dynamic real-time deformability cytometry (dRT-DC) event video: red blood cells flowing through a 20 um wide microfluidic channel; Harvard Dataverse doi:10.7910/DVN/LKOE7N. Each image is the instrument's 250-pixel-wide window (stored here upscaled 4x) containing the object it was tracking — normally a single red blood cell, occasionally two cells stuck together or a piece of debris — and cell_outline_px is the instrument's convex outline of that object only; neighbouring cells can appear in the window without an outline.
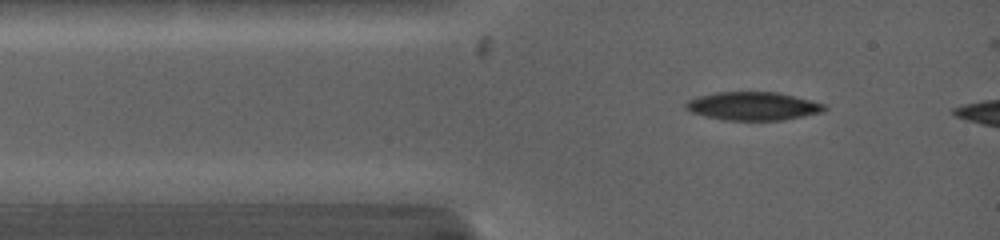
{"species": "common noctule bat (a hibernating species)", "species_latin": "Nyctalus noctula", "temperature_condition": "warm", "stored_images_in_passage": 5, "camera_frame_rate_fps": 5000, "um_per_image_px": 0.085, "animal": {"sex": "female", "body_mass_g": 19.0, "forearm_length_mm": 53.3}, "frame": {"image": 1, "passage_image": 2, "time_ms": 0.4, "image_size_px": [1000, 240], "cell_outline_px": [[828, 108], [824, 112], [784, 120], [724, 120], [704, 116], [692, 112], [684, 108], [684, 104], [688, 100], [700, 96], [716, 92], [776, 92], [824, 104]], "centroid_in_image_um": [63.99, 9.03], "position_along_channel_um": 21.0, "area_um2": 22.77}}